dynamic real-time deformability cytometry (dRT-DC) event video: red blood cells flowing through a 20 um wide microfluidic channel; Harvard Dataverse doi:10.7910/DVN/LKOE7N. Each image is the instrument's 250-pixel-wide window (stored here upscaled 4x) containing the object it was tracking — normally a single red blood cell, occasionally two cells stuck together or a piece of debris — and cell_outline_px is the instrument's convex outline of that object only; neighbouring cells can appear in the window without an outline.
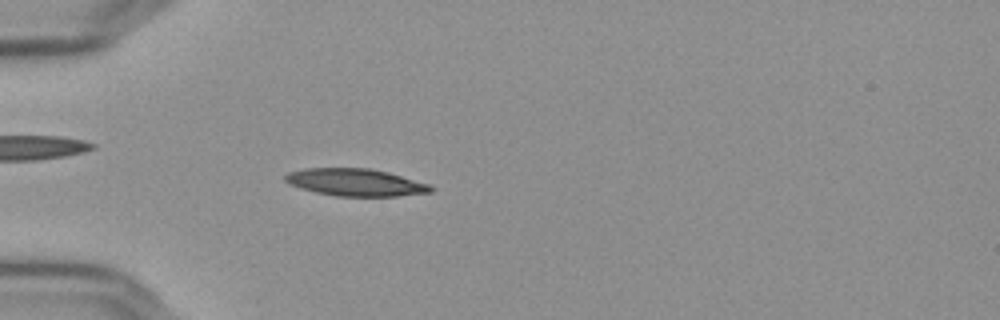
{"species": "Egyptian fruit bat (a non-hibernating species)", "species_latin": "Rousettus aegyptiacus", "temperature_condition": "cold", "stored_images_in_passage": 56, "camera_frame_rate_fps": 3000, "um_per_image_px": 0.085, "frame": {"image": 1, "passage_image": 17, "time_ms": 5.333, "image_size_px": [1000, 320], "cell_outline_px": [[436, 188], [432, 192], [396, 196], [336, 196], [316, 192], [300, 188], [288, 184], [284, 180], [284, 176], [288, 172], [304, 168], [368, 168], [388, 172], [432, 184]], "centroid_in_image_um": [30.24, 15.5], "position_along_channel_um": 54.8, "area_um2": 23.41}}
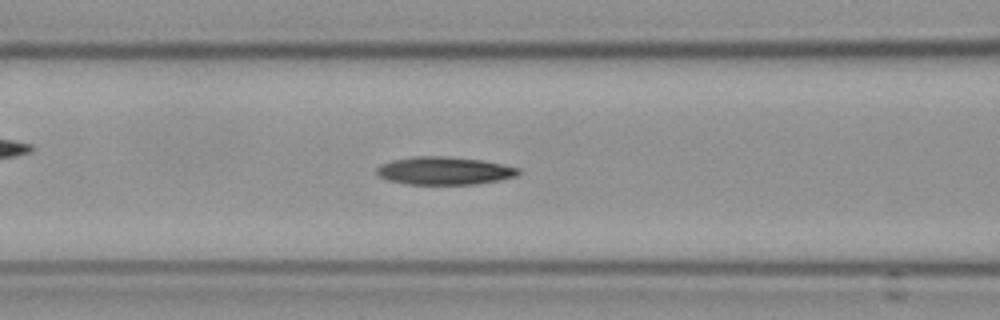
{"frame": {"image": 2, "passage_image": 24, "time_ms": 7.667, "image_size_px": [1000, 320], "cell_outline_px": [[524, 172], [516, 176], [500, 180], [476, 184], [404, 184], [388, 180], [380, 176], [376, 172], [376, 168], [380, 164], [392, 160], [412, 156], [448, 156], [484, 160], [520, 168]], "centroid_in_image_um": [37.8, 14.5], "position_along_channel_um": 128.8, "area_um2": 23.35}}
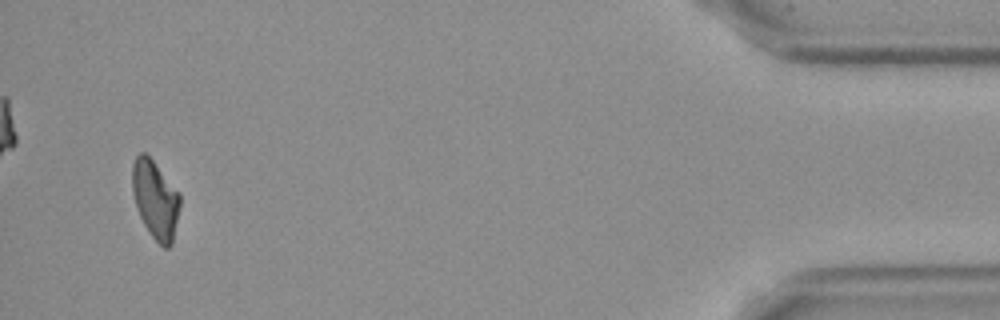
{"frame": {"image": 3, "passage_image": 54, "time_ms": 17.667, "image_size_px": [1000, 320], "cell_outline_px": [[180, 204], [172, 244], [168, 248], [164, 248], [148, 232], [136, 208], [132, 192], [132, 164], [136, 156], [140, 152], [144, 152], [152, 160], [180, 192]], "centroid_in_image_um": [13.19, 16.95], "position_along_channel_um": 422.0, "area_um2": 21.73}, "authors_computed_cell_mechanics": {"area_um2": 22.3397, "velocity_mm_per_s": 3.6411, "shape_relaxation_time_tau1_ms": 9.2322, "shape_relaxation_time_tau2_ms": 8.8939, "deformation_change_tau1": 0.1905, "deformation_change_tau2": 0.18}}